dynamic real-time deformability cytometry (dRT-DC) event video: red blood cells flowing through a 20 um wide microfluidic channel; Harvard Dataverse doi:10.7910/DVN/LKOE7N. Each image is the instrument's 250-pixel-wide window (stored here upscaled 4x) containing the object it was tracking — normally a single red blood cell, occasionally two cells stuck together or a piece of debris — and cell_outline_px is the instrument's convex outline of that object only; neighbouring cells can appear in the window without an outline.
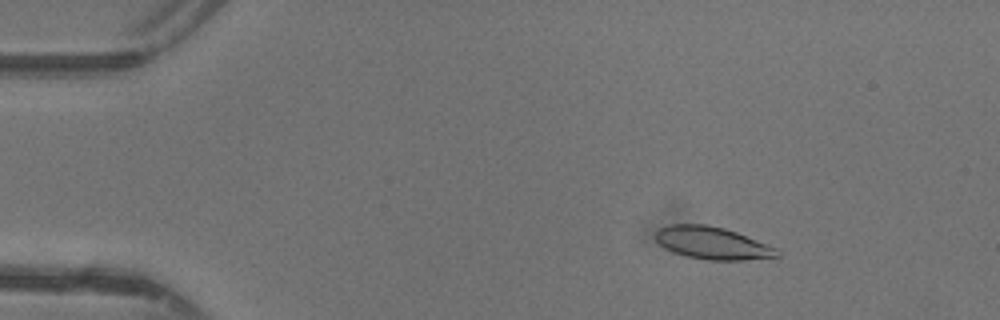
{"species": "common noctule bat (a hibernating species)", "species_latin": "Nyctalus noctula", "temperature_condition": "warm", "stored_images_in_passage": 46, "camera_frame_rate_fps": 3000, "um_per_image_px": 0.085, "animal": {"sex": "female"}, "frame": {"image": 1, "passage_image": 6, "time_ms": 1.667, "image_size_px": [1000, 320], "cell_outline_px": [[780, 256], [744, 260], [708, 260], [688, 256], [664, 248], [656, 240], [656, 232], [660, 228], [668, 224], [708, 224], [724, 228], [736, 232], [776, 248], [780, 252]], "centroid_in_image_um": [60.54, 20.65], "position_along_channel_um": 24.5, "area_um2": 22.72}}
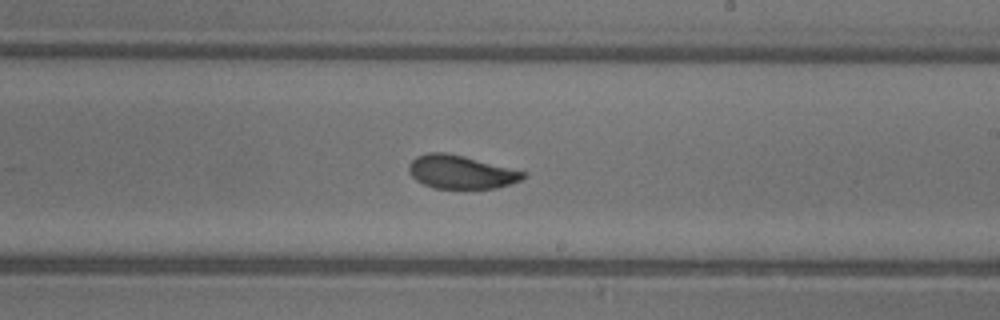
{"frame": {"image": 2, "passage_image": 27, "time_ms": 8.667, "image_size_px": [1000, 320], "cell_outline_px": [[528, 176], [520, 180], [496, 188], [432, 188], [416, 180], [408, 172], [408, 164], [416, 156], [428, 152], [444, 152], [464, 156], [528, 172]], "centroid_in_image_um": [39.17, 14.61], "position_along_channel_um": 249.8, "area_um2": 22.31}}
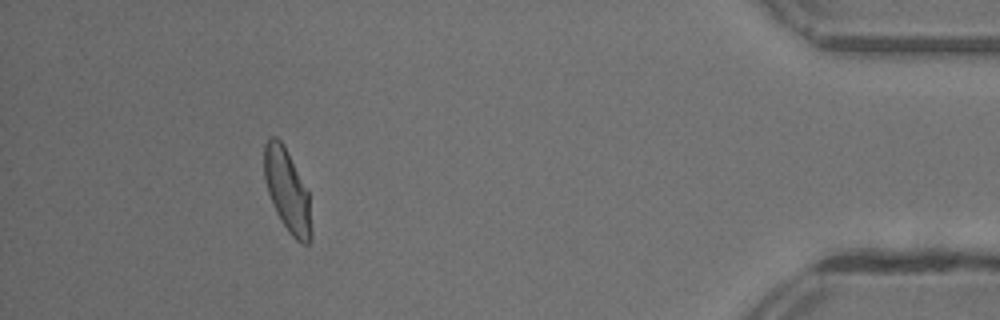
{"frame": {"image": 3, "passage_image": 42, "time_ms": 13.667, "image_size_px": [1000, 320], "cell_outline_px": [[312, 236], [308, 244], [304, 244], [296, 240], [288, 232], [276, 212], [268, 192], [264, 180], [264, 144], [268, 136], [276, 136], [284, 144], [308, 192], [312, 232]], "centroid_in_image_um": [24.4, 16.18], "position_along_channel_um": 410.8, "area_um2": 22.66}, "authors_computed_cell_mechanics": {"area_um2": 22.7443, "velocity_mm_per_s": 4.3823, "shape_relaxation_time_tau1_ms": 4.5008, "shape_relaxation_time_tau2_ms": 0.8822, "deformation_change_tau1": 0.1639, "deformation_change_tau2": 0.0591}}